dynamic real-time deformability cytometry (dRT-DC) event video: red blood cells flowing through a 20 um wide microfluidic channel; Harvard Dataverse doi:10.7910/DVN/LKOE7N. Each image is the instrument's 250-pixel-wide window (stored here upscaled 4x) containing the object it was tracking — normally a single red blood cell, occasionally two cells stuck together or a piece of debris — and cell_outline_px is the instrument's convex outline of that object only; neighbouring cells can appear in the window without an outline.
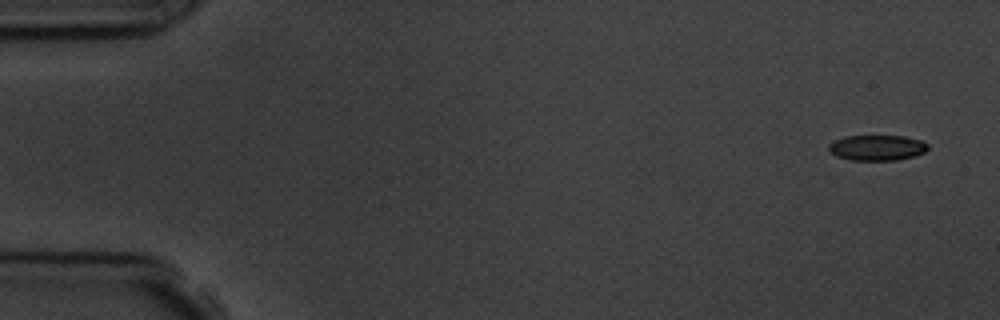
{"species": "common noctule bat (a hibernating species)", "species_latin": "Nyctalus noctula", "temperature_condition": "room temperature", "stored_images_in_passage": 5, "camera_frame_rate_fps": 3000, "um_per_image_px": 0.085, "animal": {"sex": "male", "body_mass_g": 19.5, "forearm_length_mm": 54.6}, "frame": {"image": 1, "passage_image": 1, "time_ms": 0.0, "image_size_px": [1000, 320], "cell_outline_px": [[928, 148], [924, 152], [916, 156], [896, 160], [852, 160], [836, 156], [828, 148], [828, 144], [844, 136], [904, 136], [920, 140], [928, 144]], "centroid_in_image_um": [74.56, 12.56], "position_along_channel_um": 10.4, "area_um2": 14.68}}
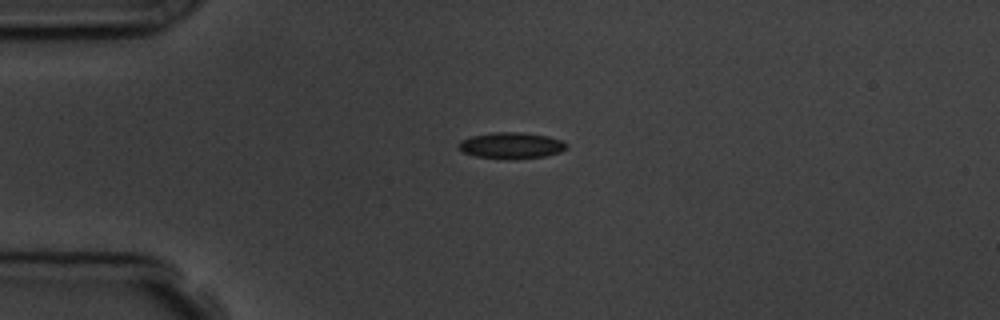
{"frame": {"image": 2, "passage_image": 4, "time_ms": 3.667, "image_size_px": [1000, 320], "cell_outline_px": [[568, 148], [560, 152], [544, 156], [476, 156], [464, 152], [456, 144], [460, 140], [472, 136], [496, 132], [520, 132], [548, 136], [560, 140], [568, 144]], "centroid_in_image_um": [43.47, 12.31], "position_along_channel_um": 41.5, "area_um2": 15.55}}